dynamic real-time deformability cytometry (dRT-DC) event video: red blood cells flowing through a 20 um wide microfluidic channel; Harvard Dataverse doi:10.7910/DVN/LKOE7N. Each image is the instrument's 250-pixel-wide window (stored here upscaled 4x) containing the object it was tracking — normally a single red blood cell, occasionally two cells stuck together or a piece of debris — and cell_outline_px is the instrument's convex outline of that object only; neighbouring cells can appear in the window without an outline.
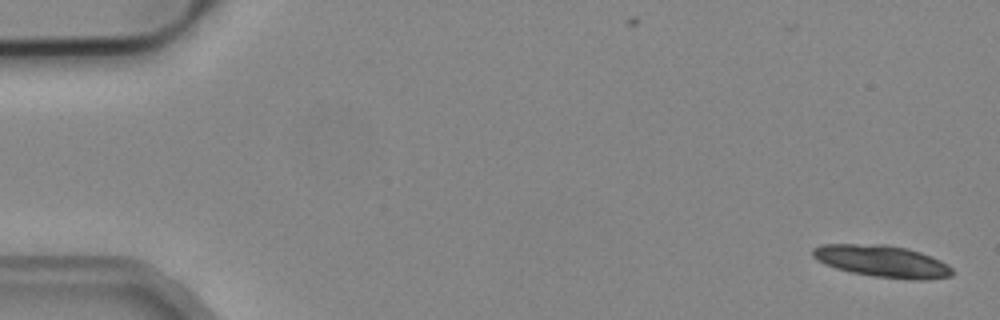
{"species": "common noctule bat (a hibernating species)", "species_latin": "Nyctalus noctula", "temperature_condition": "cold", "stored_images_in_passage": 6, "segment_of_instrument_passage": [1, 2], "camera_frame_rate_fps": 3000, "um_per_image_px": 0.085, "animal": {"sex": "male", "body_mass_g": 19.2, "forearm_length_mm": 51.8}, "frame": {"image": 1, "passage_image": 1, "time_ms": 0.0, "image_size_px": [1000, 320], "cell_outline_px": [[952, 276], [924, 280], [916, 280], [876, 276], [852, 272], [836, 268], [824, 264], [816, 260], [812, 256], [812, 248], [820, 244], [884, 244], [908, 248], [932, 256], [948, 264], [952, 268]], "centroid_in_image_um": [74.98, 22.19], "position_along_channel_um": 10.0, "area_um2": 26.01}}